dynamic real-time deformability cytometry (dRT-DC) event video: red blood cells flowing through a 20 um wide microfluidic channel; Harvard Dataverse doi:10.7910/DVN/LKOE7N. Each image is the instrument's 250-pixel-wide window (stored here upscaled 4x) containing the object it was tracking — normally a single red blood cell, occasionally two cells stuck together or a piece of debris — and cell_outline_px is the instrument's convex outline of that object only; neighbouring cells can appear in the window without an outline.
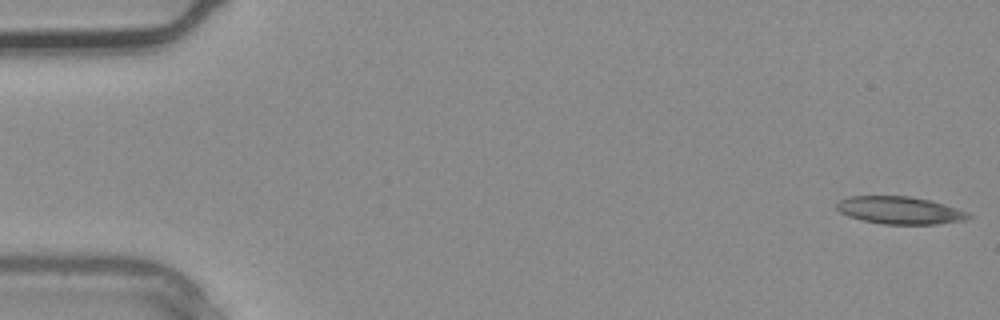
{"species": "common noctule bat (a hibernating species)", "species_latin": "Nyctalus noctula", "temperature_condition": "warm", "stored_images_in_passage": 3, "camera_frame_rate_fps": 3000, "um_per_image_px": 0.085, "animal": {"sex": "male", "body_mass_g": 20.4}, "frame": {"image": 1, "passage_image": 1, "time_ms": 0.0, "image_size_px": [1000, 320], "cell_outline_px": [[972, 216], [964, 220], [936, 224], [884, 224], [864, 220], [848, 216], [840, 212], [836, 208], [836, 204], [840, 200], [848, 196], [908, 196], [932, 200], [968, 212]], "centroid_in_image_um": [76.48, 17.87], "position_along_channel_um": 8.5, "area_um2": 21.04}}